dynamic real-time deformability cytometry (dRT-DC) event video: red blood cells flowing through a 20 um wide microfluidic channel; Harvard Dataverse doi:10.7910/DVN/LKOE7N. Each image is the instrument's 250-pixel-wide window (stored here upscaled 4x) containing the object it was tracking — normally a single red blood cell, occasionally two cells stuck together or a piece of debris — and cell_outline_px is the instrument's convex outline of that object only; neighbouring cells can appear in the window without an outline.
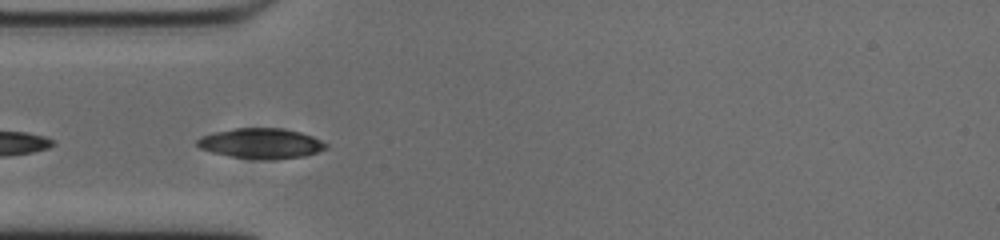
{"species": "common noctule bat (a hibernating species)", "species_latin": "Nyctalus noctula", "temperature_condition": "cold", "stored_images_in_passage": 18, "camera_frame_rate_fps": 3000, "um_per_image_px": 0.085, "animal": {"sex": "male", "body_mass_g": 20.0, "forearm_length_mm": 53.3}, "frame": {"image": 1, "passage_image": 13, "time_ms": 4.0, "image_size_px": [1000, 240], "cell_outline_px": [[328, 148], [304, 156], [272, 160], [228, 156], [212, 152], [200, 148], [196, 144], [196, 140], [200, 136], [212, 132], [232, 128], [280, 128], [300, 132], [312, 136], [328, 144]], "centroid_in_image_um": [22.16, 12.18], "position_along_channel_um": 62.8, "area_um2": 22.77}}
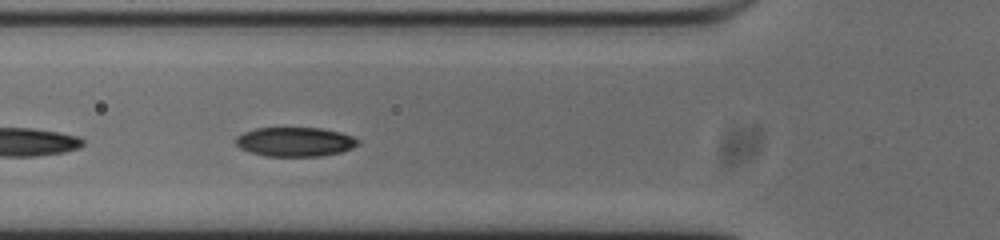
{"frame": {"image": 2, "passage_image": 16, "time_ms": 5.0, "image_size_px": [1000, 240], "cell_outline_px": [[360, 144], [352, 148], [340, 152], [320, 156], [264, 156], [240, 148], [236, 144], [236, 136], [244, 132], [256, 128], [320, 128], [340, 132], [352, 136], [360, 140]], "centroid_in_image_um": [25.1, 12.05], "position_along_channel_um": 100.7, "area_um2": 20.81}}